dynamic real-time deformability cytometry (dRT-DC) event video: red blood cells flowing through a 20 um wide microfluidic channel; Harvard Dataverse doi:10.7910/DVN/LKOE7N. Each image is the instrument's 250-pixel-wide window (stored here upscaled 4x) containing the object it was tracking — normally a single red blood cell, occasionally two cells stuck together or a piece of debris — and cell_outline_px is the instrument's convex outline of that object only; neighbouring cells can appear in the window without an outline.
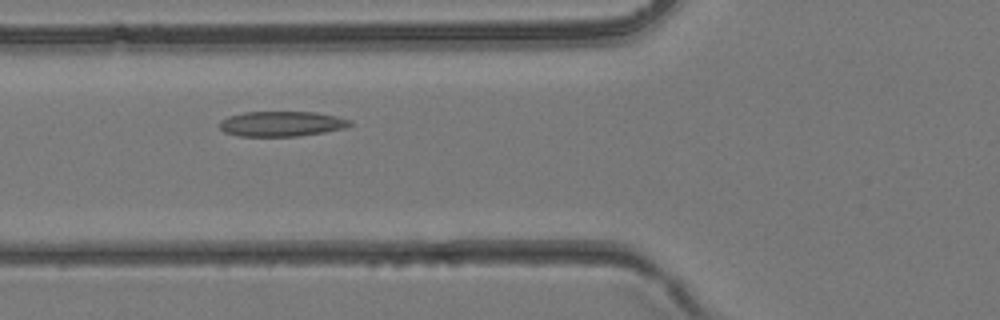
{"species": "common noctule bat (a hibernating species)", "species_latin": "Nyctalus noctula", "temperature_condition": "room temperature", "stored_images_in_passage": 30, "camera_frame_rate_fps": 3000, "um_per_image_px": 0.085, "animal": {"sex": "female", "body_mass_g": 24.6, "forearm_length_mm": 56.2}, "frame": {"image": 1, "passage_image": 6, "time_ms": 1.667, "image_size_px": [1000, 320], "cell_outline_px": [[352, 124], [344, 128], [324, 132], [300, 136], [240, 136], [224, 132], [220, 128], [220, 120], [228, 116], [244, 112], [316, 112], [336, 116], [352, 120]], "centroid_in_image_um": [23.94, 10.52], "position_along_channel_um": 101.9, "area_um2": 19.13}}
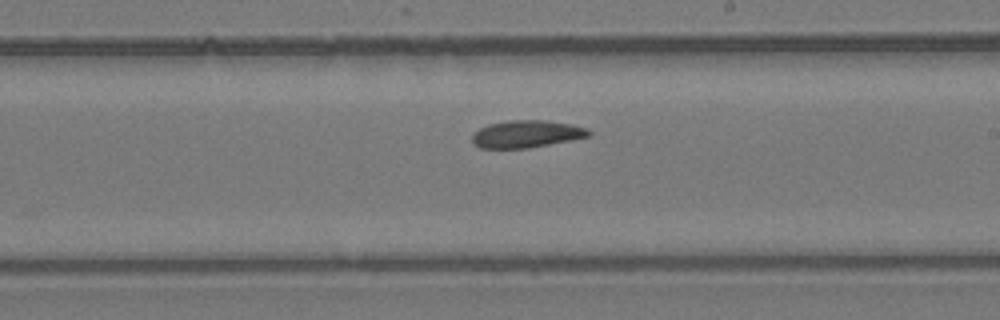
{"frame": {"image": 2, "passage_image": 14, "time_ms": 4.333, "image_size_px": [1000, 320], "cell_outline_px": [[592, 132], [588, 136], [528, 148], [480, 148], [472, 140], [472, 136], [480, 128], [488, 124], [508, 120], [544, 120], [572, 124], [588, 128]], "centroid_in_image_um": [44.75, 11.37], "position_along_channel_um": 244.2, "area_um2": 18.32}}
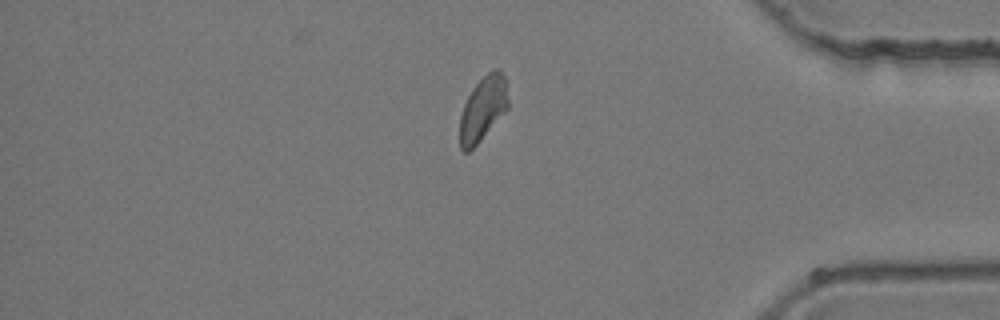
{"frame": {"image": 3, "passage_image": 24, "time_ms": 7.667, "image_size_px": [1000, 320], "cell_outline_px": [[508, 108], [480, 140], [468, 152], [464, 152], [460, 148], [460, 116], [464, 104], [472, 88], [492, 68], [496, 68], [504, 76], [508, 100]], "centroid_in_image_um": [41.03, 9.23], "position_along_channel_um": 394.2, "area_um2": 17.8}}